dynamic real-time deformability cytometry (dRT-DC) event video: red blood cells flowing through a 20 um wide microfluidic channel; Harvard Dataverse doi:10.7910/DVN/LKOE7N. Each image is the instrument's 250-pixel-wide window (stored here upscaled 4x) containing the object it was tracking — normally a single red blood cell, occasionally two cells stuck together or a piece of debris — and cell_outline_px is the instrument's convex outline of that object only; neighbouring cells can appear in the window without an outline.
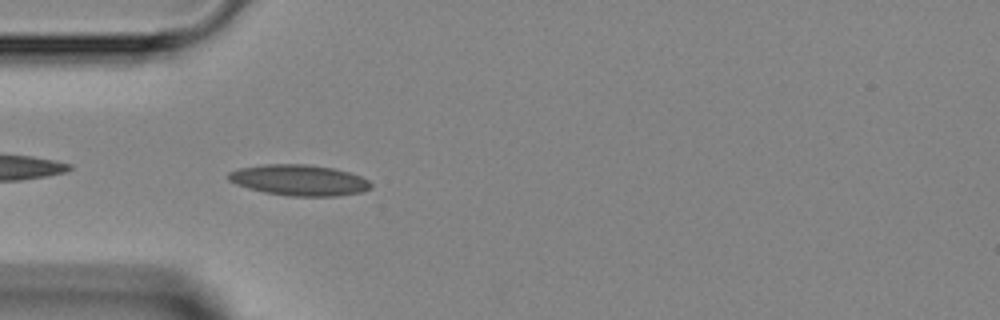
{"species": "Egyptian fruit bat (a non-hibernating species)", "species_latin": "Rousettus aegyptiacus", "temperature_condition": "room temperature", "stored_images_in_passage": 35, "camera_frame_rate_fps": 3000, "um_per_image_px": 0.085, "animal": {"sex": "female"}, "frame": {"image": 1, "passage_image": 2, "time_ms": 0.333, "image_size_px": [1000, 320], "cell_outline_px": [[372, 188], [360, 192], [336, 196], [292, 196], [264, 192], [248, 188], [236, 184], [228, 180], [228, 172], [240, 168], [264, 164], [308, 164], [332, 168], [348, 172], [360, 176], [368, 180], [372, 184]], "centroid_in_image_um": [25.42, 15.31], "position_along_channel_um": 59.6, "area_um2": 25.55}}
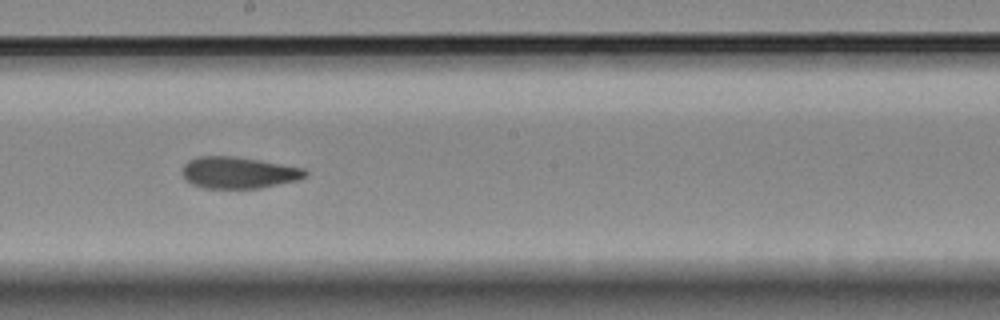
{"frame": {"image": 2, "passage_image": 14, "time_ms": 4.333, "image_size_px": [1000, 320], "cell_outline_px": [[308, 176], [300, 180], [260, 188], [204, 188], [192, 184], [184, 180], [180, 168], [188, 160], [196, 156], [232, 156], [260, 160], [304, 168], [308, 172]], "centroid_in_image_um": [20.26, 14.67], "position_along_channel_um": 227.9, "area_um2": 23.0}}
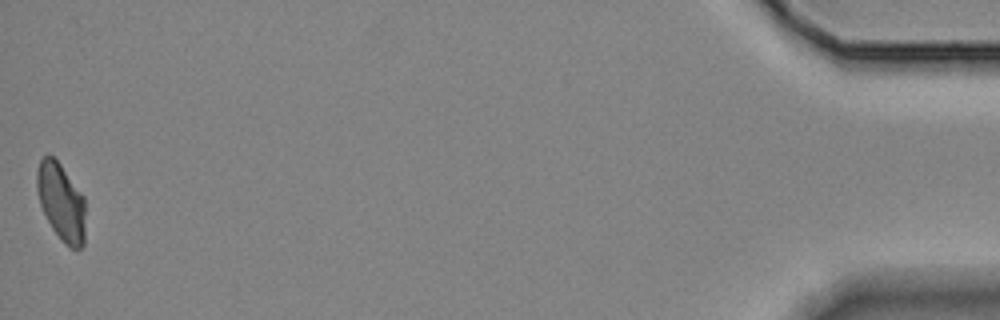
{"frame": {"image": 3, "passage_image": 35, "time_ms": 11.333, "image_size_px": [1000, 320], "cell_outline_px": [[84, 244], [80, 248], [72, 248], [64, 244], [60, 240], [52, 228], [40, 204], [36, 188], [36, 172], [40, 160], [48, 152], [60, 164], [84, 196]], "centroid_in_image_um": [5.18, 17.15], "position_along_channel_um": 430.0, "area_um2": 21.85}}